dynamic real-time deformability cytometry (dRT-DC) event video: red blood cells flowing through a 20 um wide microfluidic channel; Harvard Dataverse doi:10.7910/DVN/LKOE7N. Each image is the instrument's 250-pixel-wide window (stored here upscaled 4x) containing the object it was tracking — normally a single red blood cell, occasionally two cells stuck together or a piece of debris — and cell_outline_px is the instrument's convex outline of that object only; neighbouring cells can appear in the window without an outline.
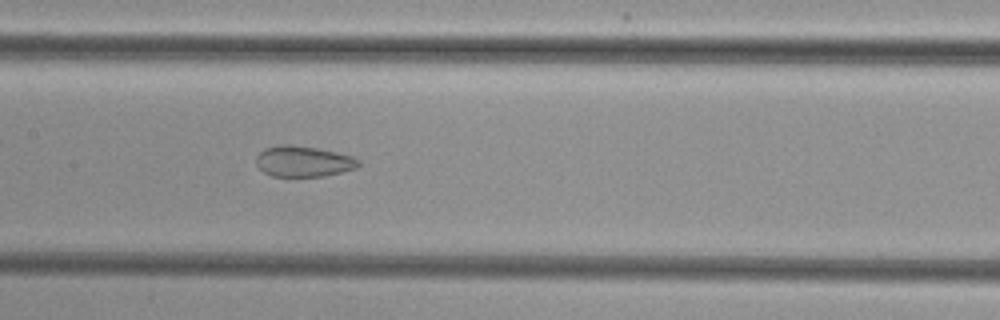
{"species": "common noctule bat (a hibernating species)", "species_latin": "Nyctalus noctula", "temperature_condition": "cold", "stored_images_in_passage": 38, "camera_frame_rate_fps": 3000, "um_per_image_px": 0.085, "animal": {"sex": "female", "body_mass_g": 29.2, "forearm_length_mm": 56.3}, "frame": {"image": 1, "passage_image": 22, "time_ms": 7.0, "image_size_px": [1000, 320], "cell_outline_px": [[360, 164], [356, 168], [324, 176], [272, 176], [264, 172], [256, 164], [256, 156], [264, 148], [280, 144], [288, 144], [316, 148], [336, 152], [352, 156], [360, 160]], "centroid_in_image_um": [25.77, 13.71], "position_along_channel_um": 181.6, "area_um2": 18.32}}
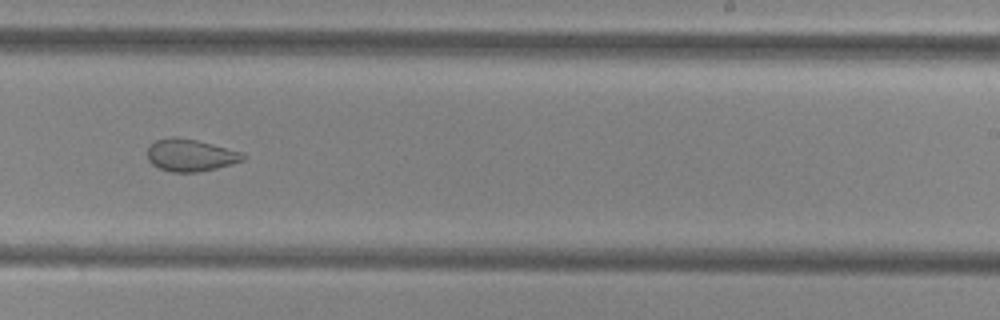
{"frame": {"image": 2, "passage_image": 29, "time_ms": 9.333, "image_size_px": [1000, 320], "cell_outline_px": [[248, 156], [244, 160], [216, 168], [200, 172], [172, 172], [160, 168], [152, 164], [148, 160], [148, 148], [156, 140], [172, 136], [196, 140], [212, 144], [240, 152]], "centroid_in_image_um": [16.19, 13.2], "position_along_channel_um": 272.8, "area_um2": 17.74}}
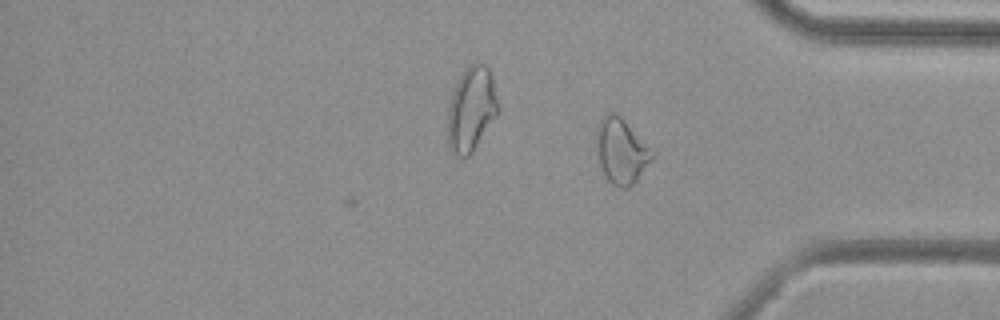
{"frame": {"image": 3, "passage_image": 38, "time_ms": 12.333, "image_size_px": [1000, 320], "cell_outline_px": [[656, 156], [636, 180], [628, 188], [620, 188], [612, 184], [608, 180], [600, 164], [596, 152], [596, 132], [600, 120], [604, 116], [612, 112], [616, 112], [656, 152]], "centroid_in_image_um": [52.83, 12.84], "position_along_channel_um": 382.4, "area_um2": 21.27}}